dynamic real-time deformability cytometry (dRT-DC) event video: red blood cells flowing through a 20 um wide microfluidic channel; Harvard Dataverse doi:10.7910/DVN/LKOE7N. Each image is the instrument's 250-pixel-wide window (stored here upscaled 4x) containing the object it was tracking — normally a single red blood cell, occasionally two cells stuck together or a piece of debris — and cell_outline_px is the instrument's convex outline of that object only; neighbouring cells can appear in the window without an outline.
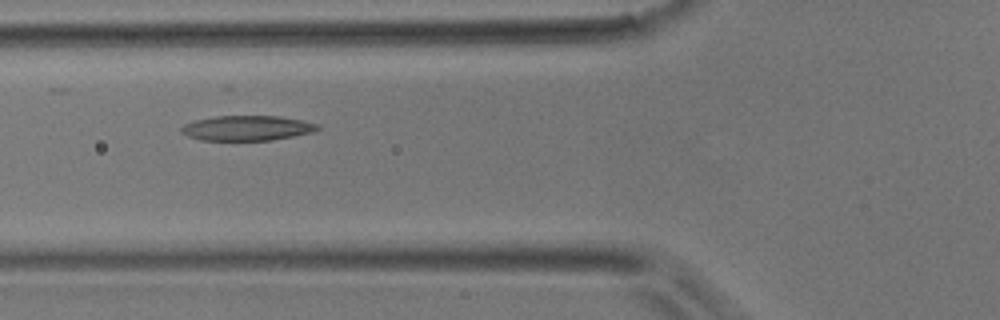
{"species": "common noctule bat (a hibernating species)", "species_latin": "Nyctalus noctula", "temperature_condition": "room temperature", "stored_images_in_passage": 5, "camera_frame_rate_fps": 3000, "um_per_image_px": 0.085, "animal": {"sex": "male", "body_mass_g": 17.9}, "frame": {"image": 1, "passage_image": 5, "time_ms": 1.333, "image_size_px": [1000, 320], "cell_outline_px": [[320, 128], [312, 132], [272, 140], [200, 140], [188, 136], [180, 132], [180, 128], [184, 124], [196, 120], [216, 116], [280, 116], [300, 120], [316, 124]], "centroid_in_image_um": [20.95, 10.89], "position_along_channel_um": 104.9, "area_um2": 19.65}}